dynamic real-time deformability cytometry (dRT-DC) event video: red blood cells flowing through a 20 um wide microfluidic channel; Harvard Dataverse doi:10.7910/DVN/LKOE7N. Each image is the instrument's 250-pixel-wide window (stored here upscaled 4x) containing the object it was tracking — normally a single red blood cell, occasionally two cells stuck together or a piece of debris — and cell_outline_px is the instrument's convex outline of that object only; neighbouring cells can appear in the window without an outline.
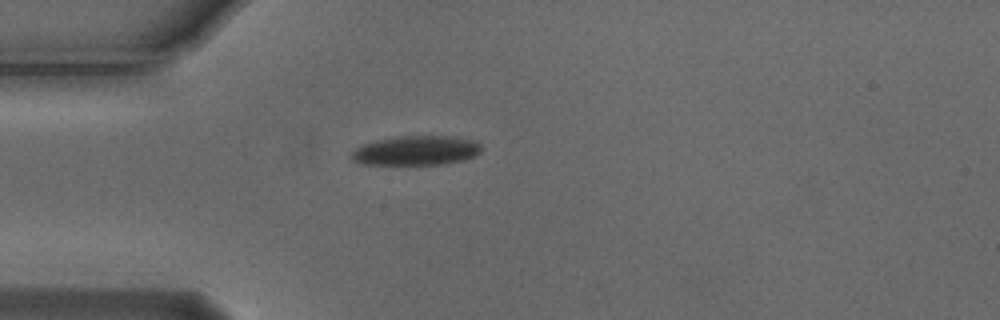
{"species": "Egyptian fruit bat (a non-hibernating species)", "species_latin": "Rousettus aegyptiacus", "temperature_condition": "cold", "stored_images_in_passage": 2, "camera_frame_rate_fps": 3000, "um_per_image_px": 0.085, "animal": {"sex": "male"}, "frame": {"image": 1, "passage_image": 1, "time_ms": 0.0, "image_size_px": [1000, 320], "cell_outline_px": [[480, 152], [464, 160], [444, 164], [364, 164], [352, 160], [352, 152], [356, 148], [364, 144], [376, 140], [400, 136], [452, 136], [476, 140], [480, 144]], "centroid_in_image_um": [35.4, 12.79], "position_along_channel_um": 49.6, "area_um2": 22.14}}